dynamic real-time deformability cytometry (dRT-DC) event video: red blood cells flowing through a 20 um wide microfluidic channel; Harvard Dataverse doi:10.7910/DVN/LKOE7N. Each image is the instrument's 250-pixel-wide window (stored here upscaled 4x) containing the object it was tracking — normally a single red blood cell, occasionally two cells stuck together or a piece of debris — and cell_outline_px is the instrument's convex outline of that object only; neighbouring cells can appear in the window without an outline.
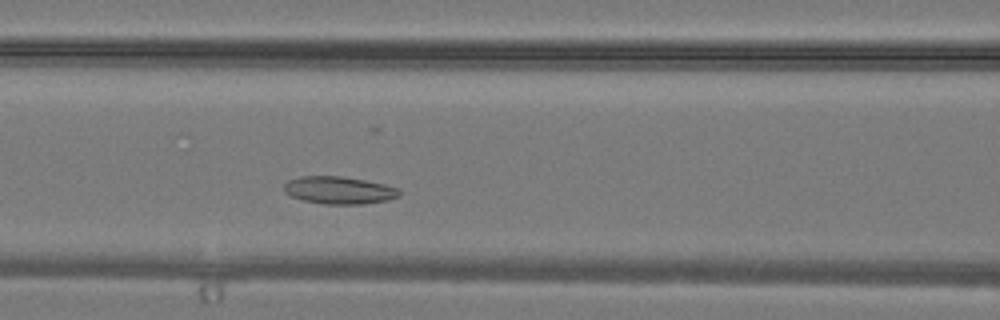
{"species": "common noctule bat (a hibernating species)", "species_latin": "Nyctalus noctula", "temperature_condition": "warm", "stored_images_in_passage": 30, "camera_frame_rate_fps": 3000, "um_per_image_px": 0.085, "animal": {"sex": "male", "body_mass_g": 19.2, "forearm_length_mm": 51.8}, "frame": {"image": 1, "passage_image": 9, "time_ms": 2.667, "image_size_px": [1000, 320], "cell_outline_px": [[400, 196], [388, 200], [364, 204], [324, 204], [304, 200], [292, 196], [284, 192], [284, 184], [288, 180], [300, 176], [340, 176], [364, 180], [384, 184], [400, 188]], "centroid_in_image_um": [28.84, 16.17], "position_along_channel_um": 137.8, "area_um2": 18.5}}
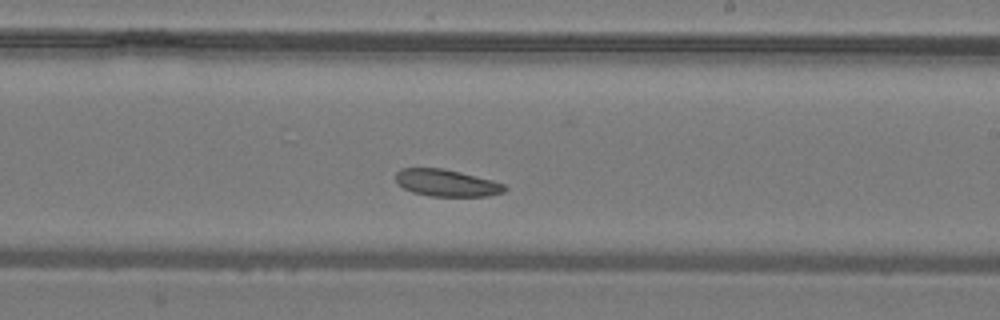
{"frame": {"image": 2, "passage_image": 15, "time_ms": 4.667, "image_size_px": [1000, 320], "cell_outline_px": [[508, 188], [504, 192], [488, 196], [428, 196], [412, 192], [396, 184], [396, 172], [400, 168], [444, 168], [492, 180], [504, 184]], "centroid_in_image_um": [37.94, 15.55], "position_along_channel_um": 251.1, "area_um2": 17.22}}
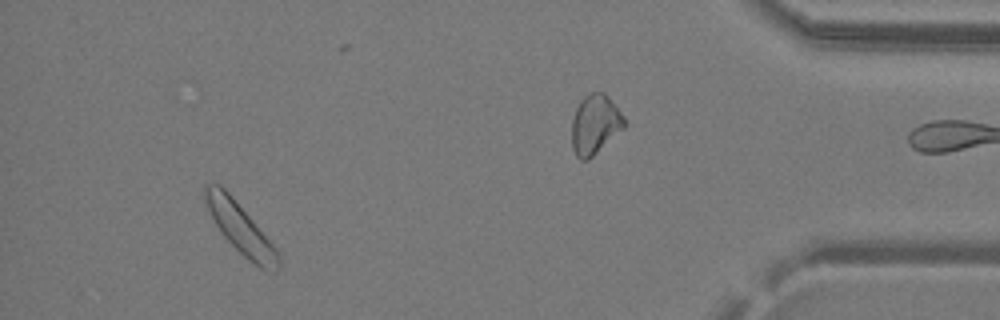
{"frame": {"image": 3, "passage_image": 27, "time_ms": 8.667, "image_size_px": [1000, 320], "cell_outline_px": [[280, 268], [276, 272], [260, 268], [248, 260], [224, 236], [216, 224], [204, 200], [204, 184], [220, 184], [232, 196], [276, 248], [280, 256]], "centroid_in_image_um": [20.45, 19.43], "position_along_channel_um": 414.7, "area_um2": 20.98}}